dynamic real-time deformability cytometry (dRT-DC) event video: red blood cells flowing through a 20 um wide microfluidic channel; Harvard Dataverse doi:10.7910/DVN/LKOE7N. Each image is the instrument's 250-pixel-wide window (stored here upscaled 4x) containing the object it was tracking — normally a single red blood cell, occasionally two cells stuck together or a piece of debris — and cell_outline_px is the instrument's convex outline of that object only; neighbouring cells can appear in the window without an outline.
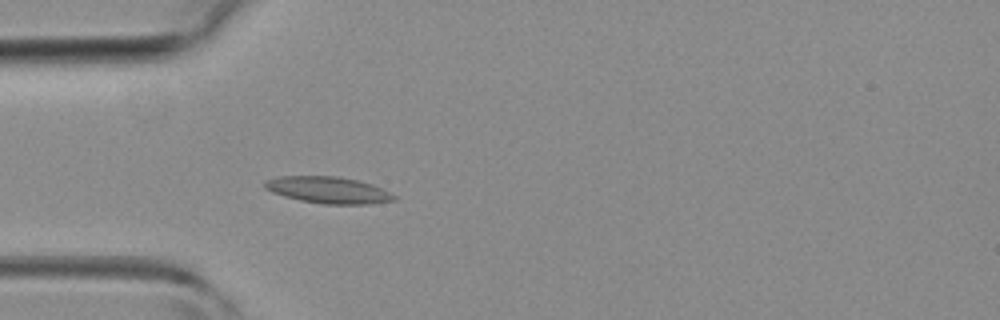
{"species": "common noctule bat (a hibernating species)", "species_latin": "Nyctalus noctula", "temperature_condition": "room temperature", "stored_images_in_passage": 45, "camera_frame_rate_fps": 3000, "um_per_image_px": 0.085, "animal": {"sex": "female", "body_mass_g": 19.3, "forearm_length_mm": 54.1}, "frame": {"image": 1, "passage_image": 13, "time_ms": 4.0, "image_size_px": [1000, 320], "cell_outline_px": [[396, 200], [368, 204], [320, 204], [300, 200], [284, 196], [272, 192], [264, 188], [264, 180], [280, 176], [336, 176], [356, 180], [372, 184], [396, 196]], "centroid_in_image_um": [27.86, 16.15], "position_along_channel_um": 57.1, "area_um2": 20.0}}
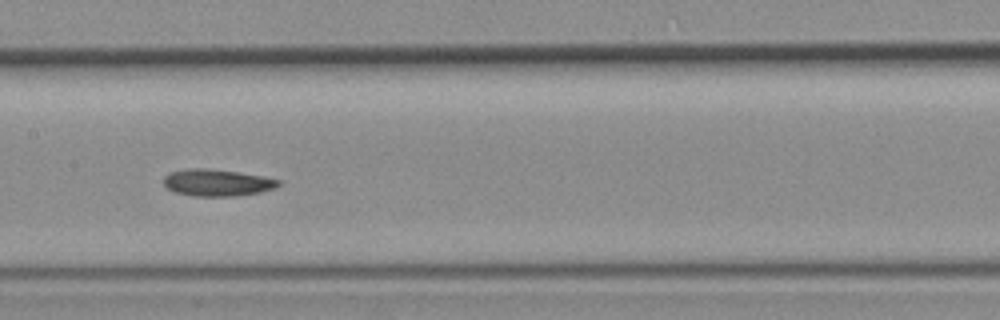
{"frame": {"image": 2, "passage_image": 22, "time_ms": 7.0, "image_size_px": [1000, 320], "cell_outline_px": [[280, 184], [276, 188], [260, 192], [236, 196], [192, 196], [176, 192], [168, 188], [164, 184], [164, 176], [168, 172], [188, 168], [204, 168], [236, 172], [264, 176], [280, 180]], "centroid_in_image_um": [18.45, 15.52], "position_along_channel_um": 188.9, "area_um2": 17.98}}
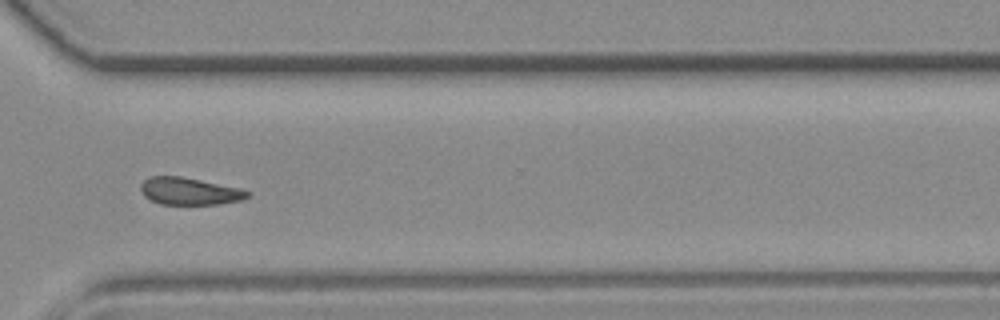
{"frame": {"image": 3, "passage_image": 33, "time_ms": 10.667, "image_size_px": [1000, 320], "cell_outline_px": [[252, 192], [244, 200], [220, 204], [160, 204], [144, 196], [140, 188], [140, 184], [148, 176], [180, 176], [240, 188]], "centroid_in_image_um": [16.11, 16.25], "position_along_channel_um": 354.5, "area_um2": 16.99}}